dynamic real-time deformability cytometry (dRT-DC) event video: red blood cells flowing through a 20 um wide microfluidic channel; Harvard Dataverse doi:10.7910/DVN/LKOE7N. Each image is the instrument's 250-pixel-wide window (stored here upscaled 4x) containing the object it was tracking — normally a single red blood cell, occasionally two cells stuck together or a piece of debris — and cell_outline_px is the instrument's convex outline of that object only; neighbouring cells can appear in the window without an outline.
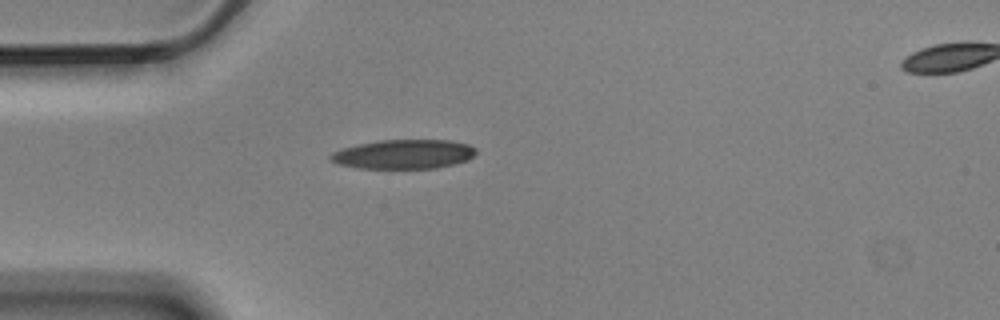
{"species": "Egyptian fruit bat (a non-hibernating species)", "species_latin": "Rousettus aegyptiacus", "temperature_condition": "cold", "stored_images_in_passage": 2, "camera_frame_rate_fps": 3000, "um_per_image_px": 0.085, "animal": {"sex": "male"}, "frame": {"image": 1, "passage_image": 1, "time_ms": 0.0, "image_size_px": [1000, 320], "cell_outline_px": [[476, 152], [468, 160], [456, 164], [436, 168], [360, 168], [336, 164], [328, 160], [328, 156], [332, 152], [356, 144], [380, 140], [448, 140], [468, 144], [476, 148]], "centroid_in_image_um": [34.29, 13.11], "position_along_channel_um": 50.7, "area_um2": 24.97}}